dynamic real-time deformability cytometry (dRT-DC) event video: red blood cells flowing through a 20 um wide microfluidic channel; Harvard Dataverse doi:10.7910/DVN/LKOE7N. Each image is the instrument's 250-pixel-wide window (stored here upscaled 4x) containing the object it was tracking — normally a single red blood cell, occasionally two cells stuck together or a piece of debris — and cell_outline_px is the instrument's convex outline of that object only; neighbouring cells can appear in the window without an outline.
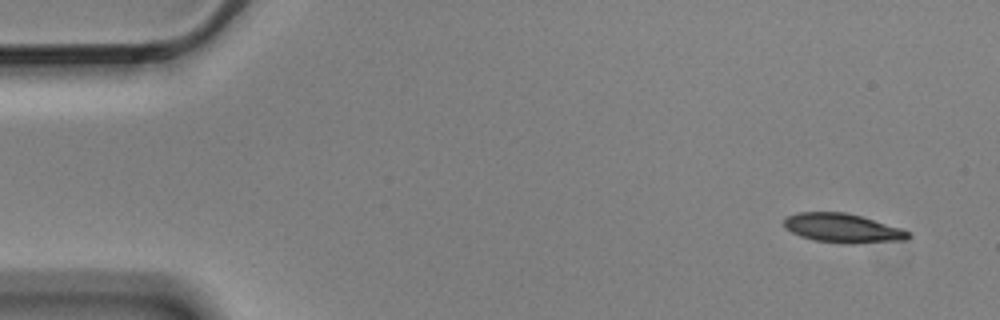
{"species": "Egyptian fruit bat (a non-hibernating species)", "species_latin": "Rousettus aegyptiacus", "temperature_condition": "cold", "stored_images_in_passage": 4, "camera_frame_rate_fps": 3000, "um_per_image_px": 0.085, "animal": {"sex": "male"}, "frame": {"image": 1, "passage_image": 1, "time_ms": 0.0, "image_size_px": [1000, 320], "cell_outline_px": [[912, 236], [908, 240], [852, 244], [848, 244], [816, 240], [800, 236], [784, 228], [784, 220], [788, 216], [800, 212], [844, 212], [860, 216], [900, 228], [908, 232]], "centroid_in_image_um": [71.63, 19.4], "position_along_channel_um": 13.4, "area_um2": 20.92}}